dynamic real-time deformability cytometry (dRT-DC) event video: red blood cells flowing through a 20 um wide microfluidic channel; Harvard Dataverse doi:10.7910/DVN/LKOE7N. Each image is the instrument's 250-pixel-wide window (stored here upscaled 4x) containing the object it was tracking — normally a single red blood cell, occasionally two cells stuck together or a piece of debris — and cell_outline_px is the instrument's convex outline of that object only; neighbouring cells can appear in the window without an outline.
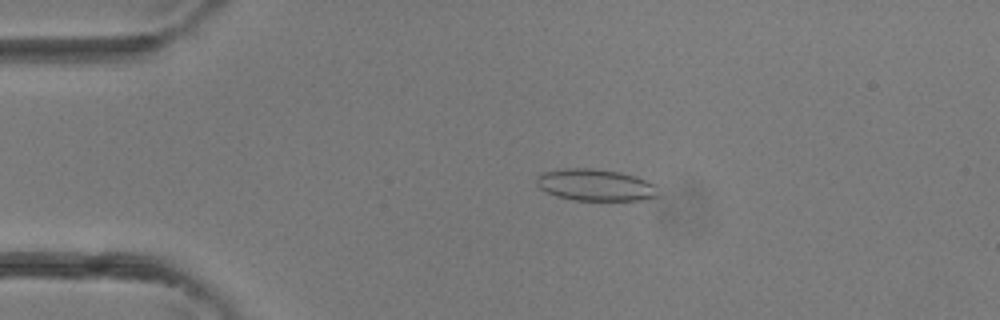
{"species": "common noctule bat (a hibernating species)", "species_latin": "Nyctalus noctula", "temperature_condition": "room temperature", "stored_images_in_passage": 3, "camera_frame_rate_fps": 3000, "um_per_image_px": 0.085, "animal": {"sex": "female"}, "frame": {"image": 1, "passage_image": 2, "time_ms": 0.333, "image_size_px": [1000, 320], "cell_outline_px": [[660, 196], [640, 200], [572, 200], [556, 196], [540, 188], [536, 184], [536, 180], [540, 172], [564, 168], [592, 168], [620, 172], [636, 176], [652, 184]], "centroid_in_image_um": [50.56, 15.72], "position_along_channel_um": 34.4, "area_um2": 22.48}}